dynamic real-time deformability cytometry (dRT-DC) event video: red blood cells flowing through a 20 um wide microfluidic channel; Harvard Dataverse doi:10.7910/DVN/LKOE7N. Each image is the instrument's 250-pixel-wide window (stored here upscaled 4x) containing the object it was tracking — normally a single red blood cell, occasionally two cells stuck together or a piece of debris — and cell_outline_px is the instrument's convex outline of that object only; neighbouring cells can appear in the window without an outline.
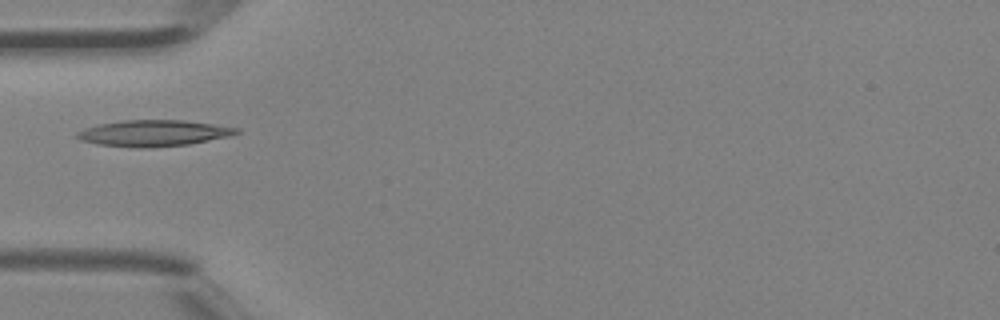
{"species": "Egyptian fruit bat (a non-hibernating species)", "species_latin": "Rousettus aegyptiacus", "temperature_condition": "room temperature", "stored_images_in_passage": 25, "camera_frame_rate_fps": 3000, "um_per_image_px": 0.085, "animal": {"sex": "female"}, "frame": {"image": 1, "passage_image": 1, "time_ms": 0.0, "image_size_px": [1000, 320], "cell_outline_px": [[240, 132], [228, 136], [188, 144], [148, 148], [140, 148], [96, 144], [80, 140], [76, 136], [76, 132], [84, 128], [100, 124], [124, 120], [180, 120], [212, 124], [240, 128]], "centroid_in_image_um": [13.01, 11.32], "position_along_channel_um": 72.0, "area_um2": 24.16}}
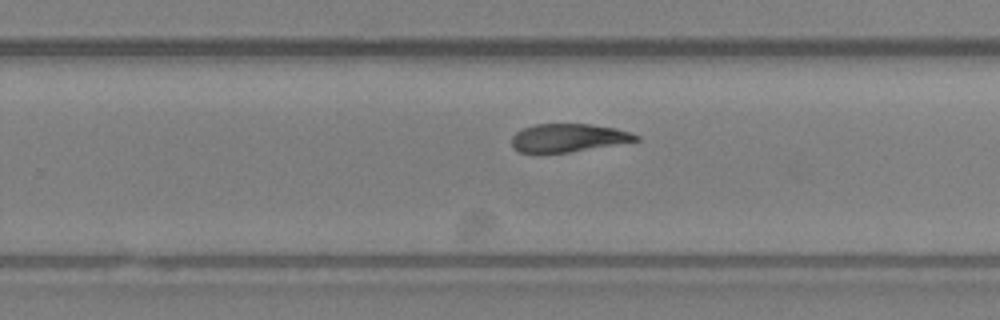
{"frame": {"image": 2, "passage_image": 15, "time_ms": 4.667, "image_size_px": [1000, 320], "cell_outline_px": [[640, 140], [568, 152], [520, 152], [512, 148], [512, 136], [516, 132], [524, 128], [536, 124], [592, 124], [616, 128], [640, 136]], "centroid_in_image_um": [48.29, 11.7], "position_along_channel_um": 281.5, "area_um2": 20.11}}
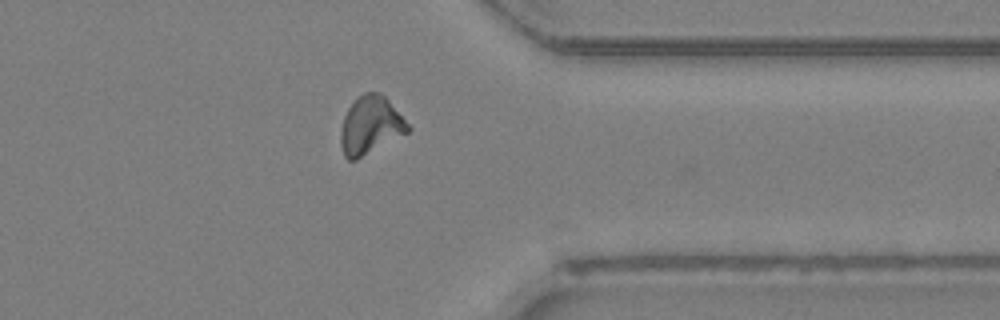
{"frame": {"image": 3, "passage_image": 22, "time_ms": 7.0, "image_size_px": [1000, 320], "cell_outline_px": [[412, 128], [408, 132], [356, 160], [348, 160], [344, 156], [340, 144], [340, 132], [344, 116], [348, 108], [356, 96], [364, 92], [380, 92], [388, 100]], "centroid_in_image_um": [31.46, 10.65], "position_along_channel_um": 379.9, "area_um2": 22.66}}